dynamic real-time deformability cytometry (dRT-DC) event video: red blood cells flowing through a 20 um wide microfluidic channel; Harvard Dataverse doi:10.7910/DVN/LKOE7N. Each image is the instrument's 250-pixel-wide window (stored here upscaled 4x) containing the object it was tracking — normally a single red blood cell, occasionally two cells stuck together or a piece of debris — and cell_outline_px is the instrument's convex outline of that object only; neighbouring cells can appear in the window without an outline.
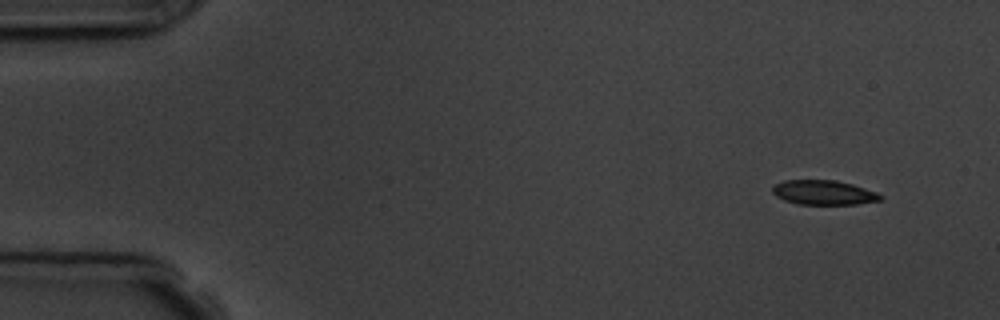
{"species": "common noctule bat (a hibernating species)", "species_latin": "Nyctalus noctula", "temperature_condition": "room temperature", "stored_images_in_passage": 6, "camera_frame_rate_fps": 3000, "um_per_image_px": 0.085, "animal": {"sex": "male", "body_mass_g": 19.5, "forearm_length_mm": 54.6}, "frame": {"image": 1, "passage_image": 1, "time_ms": 0.0, "image_size_px": [1000, 320], "cell_outline_px": [[884, 200], [856, 204], [796, 204], [784, 200], [776, 196], [772, 192], [772, 188], [776, 184], [784, 180], [836, 180], [852, 184], [876, 192], [884, 196]], "centroid_in_image_um": [70.03, 16.37], "position_along_channel_um": 15.0, "area_um2": 15.49}}
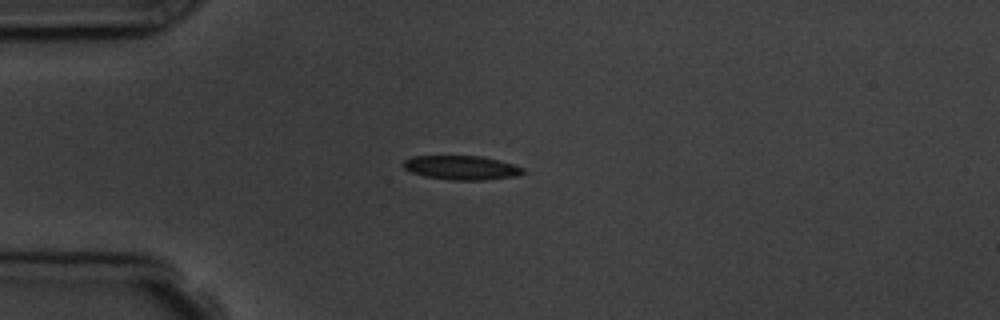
{"frame": {"image": 2, "passage_image": 4, "time_ms": 3.333, "image_size_px": [1000, 320], "cell_outline_px": [[524, 172], [516, 176], [484, 180], [452, 180], [424, 176], [412, 172], [404, 168], [404, 160], [416, 156], [480, 156], [512, 164], [524, 168]], "centroid_in_image_um": [39.23, 14.26], "position_along_channel_um": 45.8, "area_um2": 16.53}}
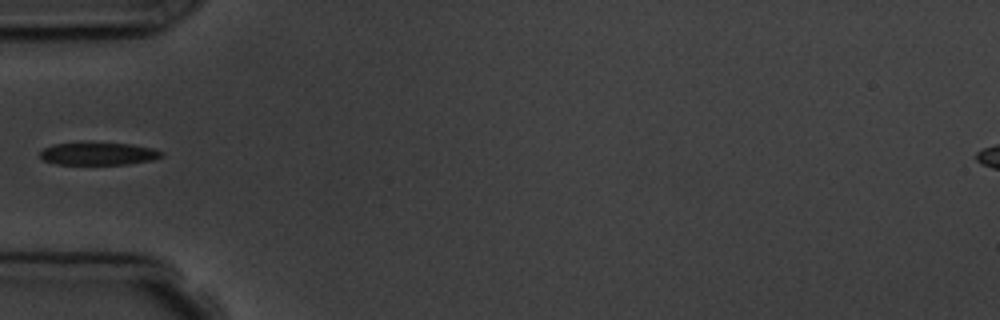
{"frame": {"image": 3, "passage_image": 5, "time_ms": 4.667, "image_size_px": [1000, 320], "cell_outline_px": [[164, 156], [152, 160], [128, 164], [56, 164], [44, 160], [40, 156], [40, 152], [44, 148], [52, 144], [88, 140], [92, 140], [132, 144], [152, 148], [164, 152]], "centroid_in_image_um": [8.35, 13.02], "position_along_channel_um": 76.6, "area_um2": 16.82}}